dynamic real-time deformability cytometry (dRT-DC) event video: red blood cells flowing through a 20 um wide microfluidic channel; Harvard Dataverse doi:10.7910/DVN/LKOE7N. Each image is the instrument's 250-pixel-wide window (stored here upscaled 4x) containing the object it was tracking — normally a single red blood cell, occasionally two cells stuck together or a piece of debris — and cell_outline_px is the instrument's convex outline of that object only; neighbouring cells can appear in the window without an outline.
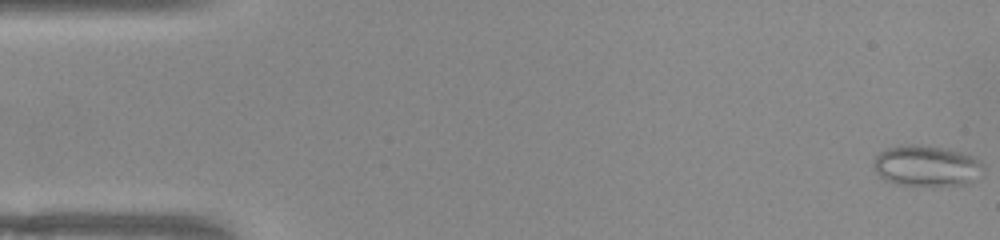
{"species": "common noctule bat (a hibernating species)", "species_latin": "Nyctalus noctula", "temperature_condition": "warm", "stored_images_in_passage": 52, "camera_frame_rate_fps": 3000, "um_per_image_px": 0.085, "animal": {"sex": "female", "body_mass_g": 22.0, "forearm_length_mm": 56.7}, "frame": {"image": 1, "passage_image": 1, "time_ms": 0.0, "image_size_px": [1000, 240], "cell_outline_px": [[984, 168], [968, 184], [932, 188], [920, 188], [896, 184], [884, 180], [876, 172], [872, 164], [872, 160], [880, 152], [888, 148], [908, 144], [912, 144], [944, 148], [960, 152], [980, 160], [984, 164]], "centroid_in_image_um": [78.72, 14.15], "position_along_channel_um": 6.3, "area_um2": 26.82}}
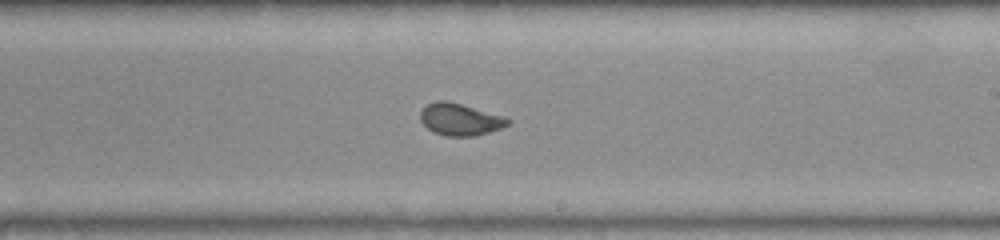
{"frame": {"image": 2, "passage_image": 30, "time_ms": 9.667, "image_size_px": [1000, 240], "cell_outline_px": [[512, 120], [508, 124], [500, 128], [476, 136], [444, 136], [432, 132], [420, 120], [420, 112], [428, 104], [436, 100], [448, 100], [504, 116]], "centroid_in_image_um": [39.09, 10.15], "position_along_channel_um": 249.9, "area_um2": 16.36}}
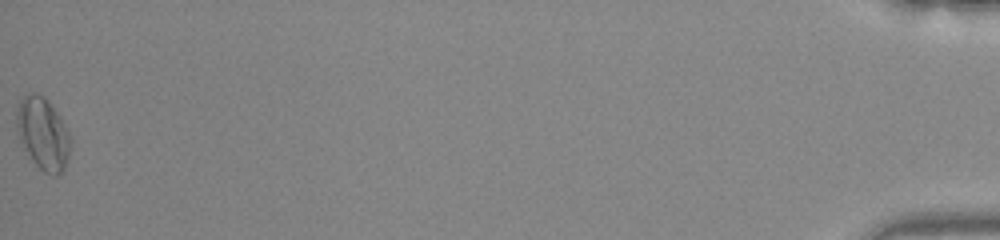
{"frame": {"image": 3, "passage_image": 52, "time_ms": 17.0, "image_size_px": [1000, 240], "cell_outline_px": [[72, 140], [68, 156], [64, 168], [56, 176], [52, 176], [44, 172], [32, 160], [20, 140], [16, 124], [16, 112], [20, 100], [24, 96], [32, 92], [40, 96], [56, 112], [68, 132]], "centroid_in_image_um": [3.64, 11.4], "position_along_channel_um": 431.6, "area_um2": 21.96}}